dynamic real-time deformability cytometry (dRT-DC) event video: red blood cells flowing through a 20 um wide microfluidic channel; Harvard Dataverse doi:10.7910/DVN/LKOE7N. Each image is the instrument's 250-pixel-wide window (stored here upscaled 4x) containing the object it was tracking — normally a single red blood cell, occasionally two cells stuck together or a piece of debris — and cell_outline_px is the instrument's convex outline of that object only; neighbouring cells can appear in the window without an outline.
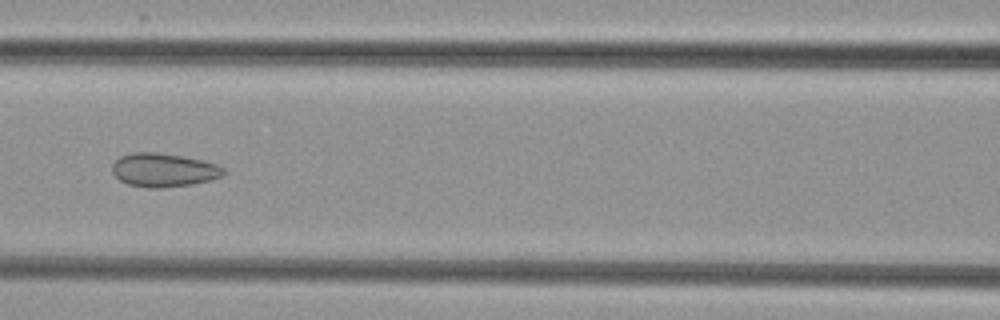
{"species": "common noctule bat (a hibernating species)", "species_latin": "Nyctalus noctula", "temperature_condition": "cold", "stored_images_in_passage": 8, "camera_frame_rate_fps": 3000, "um_per_image_px": 0.085, "animal": {"sex": "female", "body_mass_g": 29.2, "forearm_length_mm": 56.3}, "frame": {"image": 1, "passage_image": 7, "time_ms": 8.0, "image_size_px": [1000, 320], "cell_outline_px": [[224, 176], [192, 184], [160, 188], [148, 188], [128, 184], [120, 180], [112, 172], [112, 164], [120, 156], [132, 152], [156, 152], [184, 156], [216, 164], [224, 168]], "centroid_in_image_um": [13.89, 14.45], "position_along_channel_um": 152.7, "area_um2": 21.79}}